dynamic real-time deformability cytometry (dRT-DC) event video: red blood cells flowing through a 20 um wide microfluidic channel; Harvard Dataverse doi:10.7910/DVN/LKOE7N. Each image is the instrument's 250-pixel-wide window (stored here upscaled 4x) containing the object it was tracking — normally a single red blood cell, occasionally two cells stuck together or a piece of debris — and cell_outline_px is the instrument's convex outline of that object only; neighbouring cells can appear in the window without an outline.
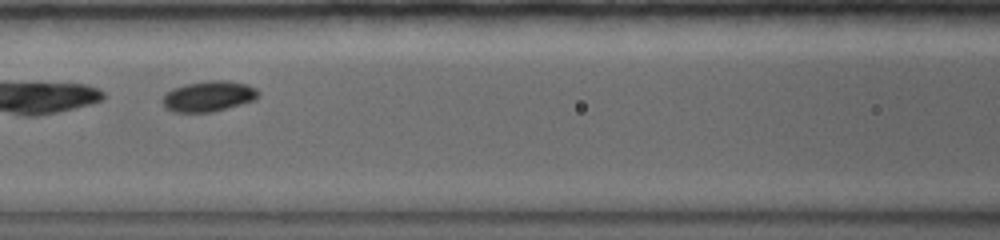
{"species": "common noctule bat (a hibernating species)", "species_latin": "Nyctalus noctula", "temperature_condition": "warm", "stored_images_in_passage": 12, "camera_frame_rate_fps": 5000, "um_per_image_px": 0.085, "animal": {"sex": "female", "body_mass_g": 19.0, "forearm_length_mm": 56.7}, "frame": {"image": 1, "passage_image": 7, "time_ms": 2.6, "image_size_px": [1000, 240], "cell_outline_px": [[260, 96], [256, 100], [228, 108], [212, 112], [172, 112], [164, 108], [160, 100], [172, 88], [184, 84], [212, 80], [228, 80], [248, 84], [256, 88], [260, 92]], "centroid_in_image_um": [17.75, 8.18], "position_along_channel_um": 148.9, "area_um2": 17.46}}